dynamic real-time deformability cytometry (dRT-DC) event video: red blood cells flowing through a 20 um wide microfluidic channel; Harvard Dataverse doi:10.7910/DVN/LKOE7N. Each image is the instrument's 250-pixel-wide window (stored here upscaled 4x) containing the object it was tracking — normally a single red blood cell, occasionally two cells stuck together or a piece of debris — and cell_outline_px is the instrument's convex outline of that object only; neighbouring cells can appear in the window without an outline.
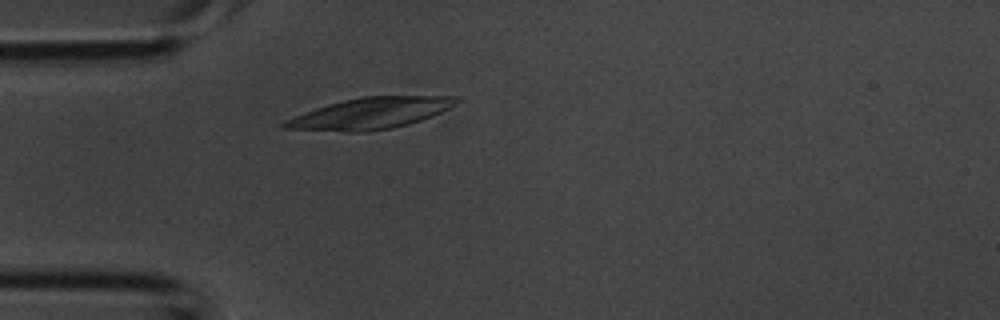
{"species": "common noctule bat (a hibernating species)", "species_latin": "Nyctalus noctula", "temperature_condition": "room temperature", "stored_images_in_passage": 3, "camera_frame_rate_fps": 3000, "um_per_image_px": 0.085, "animal": {"sex": "male", "body_mass_g": 20.1, "forearm_length_mm": 53.5}, "frame": {"image": 1, "passage_image": 3, "time_ms": 0.667, "image_size_px": [1000, 320], "cell_outline_px": [[460, 100], [448, 108], [432, 116], [408, 124], [392, 128], [364, 132], [348, 132], [284, 128], [280, 124], [284, 120], [304, 112], [328, 104], [344, 100], [364, 96], [456, 96]], "centroid_in_image_um": [31.45, 9.63], "position_along_channel_um": 53.5, "area_um2": 31.04}}